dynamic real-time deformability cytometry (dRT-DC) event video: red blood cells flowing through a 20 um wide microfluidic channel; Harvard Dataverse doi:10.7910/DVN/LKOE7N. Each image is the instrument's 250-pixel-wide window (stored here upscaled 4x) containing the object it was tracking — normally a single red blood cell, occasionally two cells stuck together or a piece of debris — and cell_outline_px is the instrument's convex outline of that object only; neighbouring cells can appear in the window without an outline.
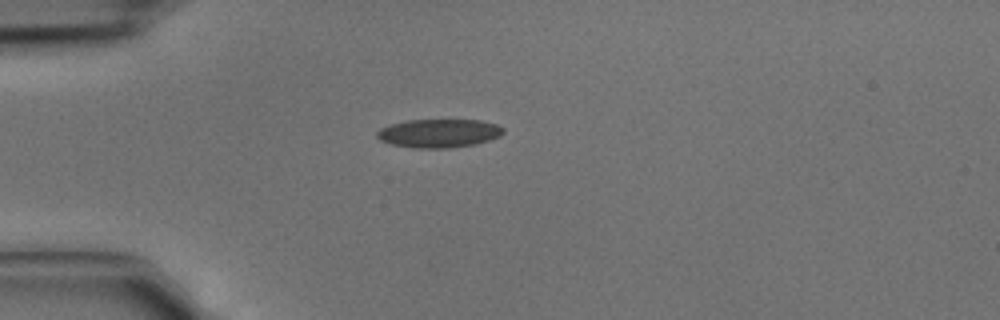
{"species": "common noctule bat (a hibernating species)", "species_latin": "Nyctalus noctula", "temperature_condition": "cold", "stored_images_in_passage": 1, "camera_frame_rate_fps": 3000, "um_per_image_px": 0.085, "animal": {"sex": "male", "body_mass_g": 15.6}, "frame": {"image": 1, "passage_image": 1, "time_ms": 0.0, "image_size_px": [1000, 320], "cell_outline_px": [[504, 132], [500, 136], [476, 144], [448, 148], [412, 148], [392, 144], [380, 140], [376, 136], [376, 132], [380, 128], [392, 124], [408, 120], [480, 120], [496, 124], [504, 128]], "centroid_in_image_um": [37.31, 11.33], "position_along_channel_um": 47.7, "area_um2": 20.98}}